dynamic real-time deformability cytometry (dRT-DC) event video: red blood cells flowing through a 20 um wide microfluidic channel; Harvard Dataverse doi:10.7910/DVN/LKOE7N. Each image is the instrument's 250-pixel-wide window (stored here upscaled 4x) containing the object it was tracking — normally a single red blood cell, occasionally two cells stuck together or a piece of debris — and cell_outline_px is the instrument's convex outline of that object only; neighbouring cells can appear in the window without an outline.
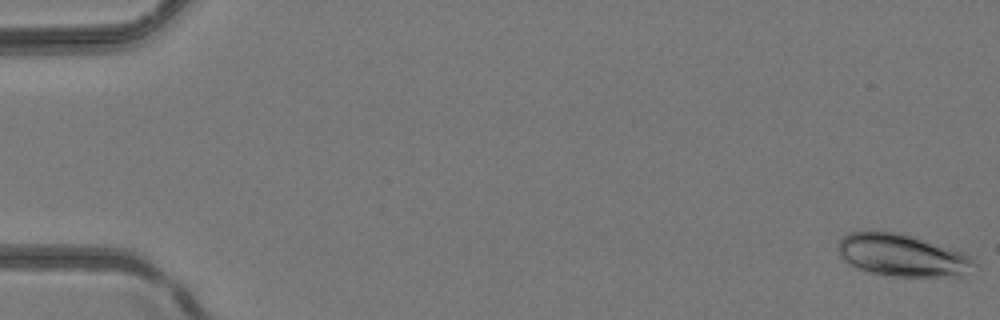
{"species": "common noctule bat (a hibernating species)", "species_latin": "Nyctalus noctula", "temperature_condition": "room temperature", "stored_images_in_passage": 49, "camera_frame_rate_fps": 3000, "um_per_image_px": 0.085, "animal": {"sex": "female", "body_mass_g": 24.6, "forearm_length_mm": 56.2}, "frame": {"image": 1, "passage_image": 1, "time_ms": 0.0, "image_size_px": [1000, 320], "cell_outline_px": [[976, 264], [956, 272], [936, 276], [896, 276], [872, 272], [856, 268], [844, 260], [840, 252], [840, 240], [848, 232], [892, 232], [908, 236], [948, 248], [960, 252], [968, 256]], "centroid_in_image_um": [76.53, 21.68], "position_along_channel_um": 8.5, "area_um2": 31.33}}
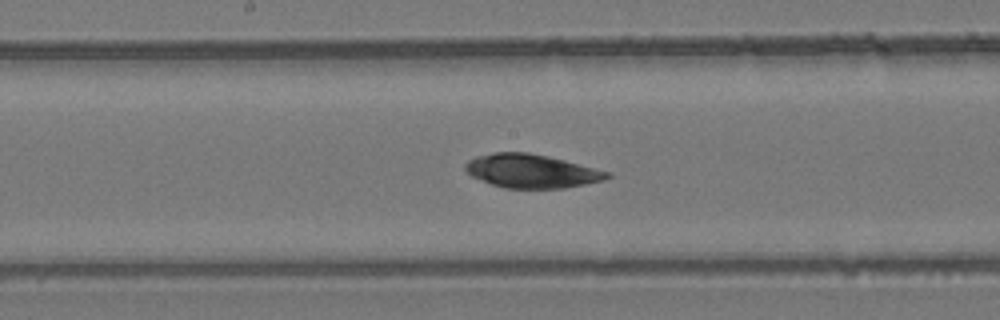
{"frame": {"image": 2, "passage_image": 26, "time_ms": 8.333, "image_size_px": [1000, 320], "cell_outline_px": [[612, 176], [604, 180], [564, 188], [504, 188], [492, 184], [472, 176], [464, 168], [464, 164], [468, 160], [476, 156], [492, 152], [528, 152], [548, 156], [564, 160], [608, 172]], "centroid_in_image_um": [45.13, 14.53], "position_along_channel_um": 203.1, "area_um2": 27.57}}
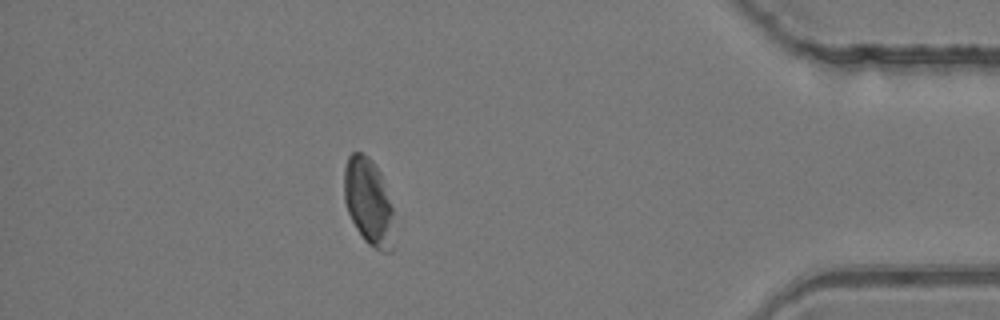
{"frame": {"image": 3, "passage_image": 43, "time_ms": 14.0, "image_size_px": [1000, 320], "cell_outline_px": [[392, 252], [384, 252], [368, 244], [364, 240], [356, 228], [348, 212], [344, 200], [344, 168], [348, 156], [352, 152], [360, 152], [368, 156], [372, 160], [380, 172], [392, 208]], "centroid_in_image_um": [31.3, 17.12], "position_along_channel_um": 403.9, "area_um2": 24.97}}